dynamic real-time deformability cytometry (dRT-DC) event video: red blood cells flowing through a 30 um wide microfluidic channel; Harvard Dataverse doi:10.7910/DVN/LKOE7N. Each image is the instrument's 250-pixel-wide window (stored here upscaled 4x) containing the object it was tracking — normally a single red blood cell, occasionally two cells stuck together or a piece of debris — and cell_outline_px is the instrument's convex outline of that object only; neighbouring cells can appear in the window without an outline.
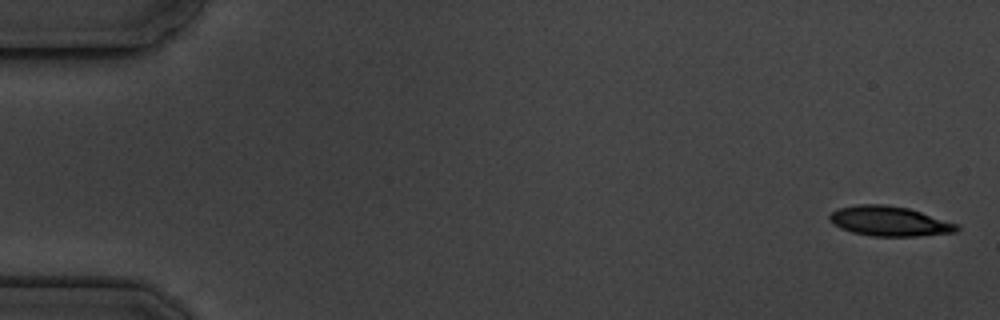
{"species": "common noctule bat (a hibernating species)", "species_latin": "Nyctalus noctula", "temperature_condition": "cold", "stored_images_in_passage": 8, "camera_frame_rate_fps": 3000, "um_per_image_px": 0.085, "animal": {"sex": "male", "body_mass_g": 19.5, "forearm_length_mm": 54.6}, "frame": {"image": 1, "passage_image": 1, "time_ms": 0.0, "image_size_px": [1000, 320], "cell_outline_px": [[960, 228], [956, 232], [916, 236], [872, 236], [852, 232], [840, 228], [828, 216], [832, 212], [840, 208], [856, 204], [884, 204], [908, 208], [960, 224]], "centroid_in_image_um": [75.65, 18.8], "position_along_channel_um": 9.4, "area_um2": 22.02}}
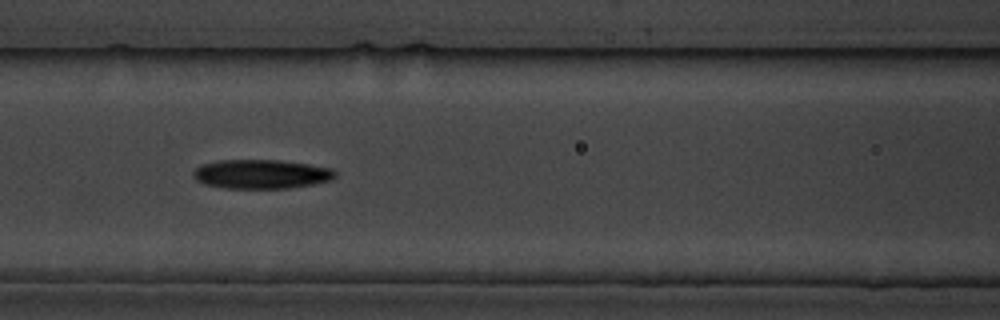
{"frame": {"image": 2, "passage_image": 7, "time_ms": 7.667, "image_size_px": [1000, 320], "cell_outline_px": [[336, 176], [332, 180], [312, 184], [288, 188], [224, 188], [204, 184], [196, 180], [192, 176], [192, 172], [200, 164], [220, 160], [276, 160], [308, 164], [332, 168], [336, 172]], "centroid_in_image_um": [22.18, 14.8], "position_along_channel_um": 144.4, "area_um2": 24.16}}
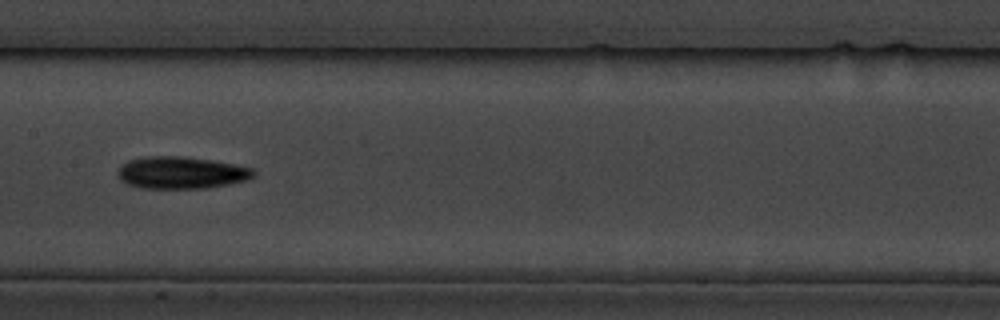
{"frame": {"image": 3, "passage_image": 8, "time_ms": 9.0, "image_size_px": [1000, 320], "cell_outline_px": [[256, 176], [248, 180], [228, 184], [204, 188], [140, 188], [128, 184], [120, 180], [116, 176], [116, 172], [128, 160], [144, 156], [184, 156], [212, 160], [252, 168], [256, 172]], "centroid_in_image_um": [15.39, 14.67], "position_along_channel_um": 192.0, "area_um2": 25.55}}